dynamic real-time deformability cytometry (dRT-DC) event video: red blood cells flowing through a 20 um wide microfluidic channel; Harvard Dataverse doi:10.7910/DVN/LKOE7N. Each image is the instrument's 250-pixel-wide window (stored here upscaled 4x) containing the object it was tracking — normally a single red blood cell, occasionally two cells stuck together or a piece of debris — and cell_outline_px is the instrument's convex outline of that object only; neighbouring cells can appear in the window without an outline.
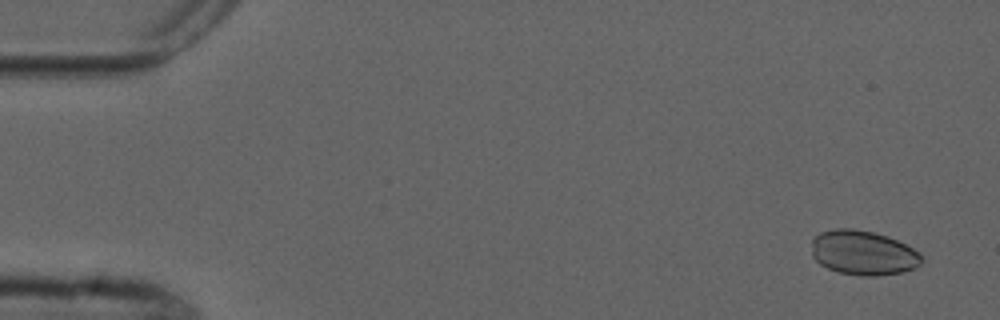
{"species": "common noctule bat (a hibernating species)", "species_latin": "Nyctalus noctula", "temperature_condition": "cold", "stored_images_in_passage": 3, "camera_frame_rate_fps": 3000, "um_per_image_px": 0.085, "animal": {"sex": "male", "forearm_length_mm": 52.5}, "frame": {"image": 1, "passage_image": 1, "time_ms": 0.0, "image_size_px": [1000, 320], "cell_outline_px": [[920, 264], [904, 272], [876, 276], [860, 276], [836, 272], [820, 264], [812, 256], [812, 240], [820, 232], [836, 228], [852, 228], [872, 232], [888, 236], [920, 252]], "centroid_in_image_um": [73.33, 21.49], "position_along_channel_um": 11.7, "area_um2": 28.55}}